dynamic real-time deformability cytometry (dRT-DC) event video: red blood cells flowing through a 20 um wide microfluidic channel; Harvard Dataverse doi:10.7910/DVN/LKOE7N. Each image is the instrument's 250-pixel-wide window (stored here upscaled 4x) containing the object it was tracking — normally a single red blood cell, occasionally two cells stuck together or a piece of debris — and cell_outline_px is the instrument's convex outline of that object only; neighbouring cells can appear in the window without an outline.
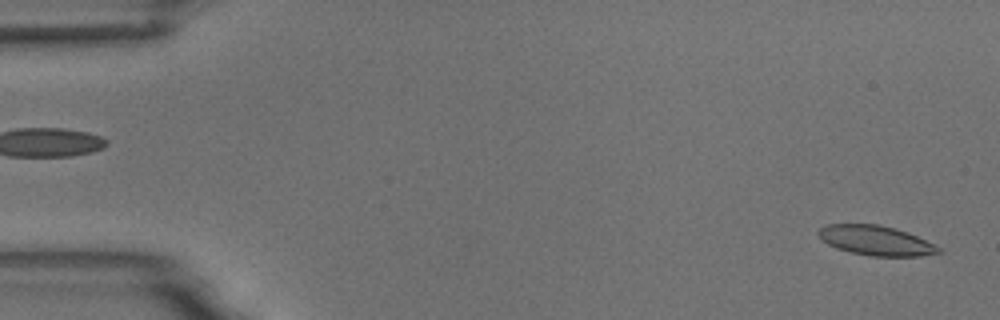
{"species": "common noctule bat (a hibernating species)", "species_latin": "Nyctalus noctula", "temperature_condition": "room temperature", "stored_images_in_passage": 53, "camera_frame_rate_fps": 3000, "um_per_image_px": 0.085, "animal": {"sex": "male", "body_mass_g": 18.8}, "frame": {"image": 1, "passage_image": 1, "time_ms": 0.0, "image_size_px": [1000, 320], "cell_outline_px": [[944, 252], [920, 256], [868, 256], [836, 248], [828, 244], [816, 232], [820, 228], [828, 224], [880, 224], [896, 228], [908, 232], [940, 248]], "centroid_in_image_um": [74.45, 20.44], "position_along_channel_um": 10.6, "area_um2": 20.69}}
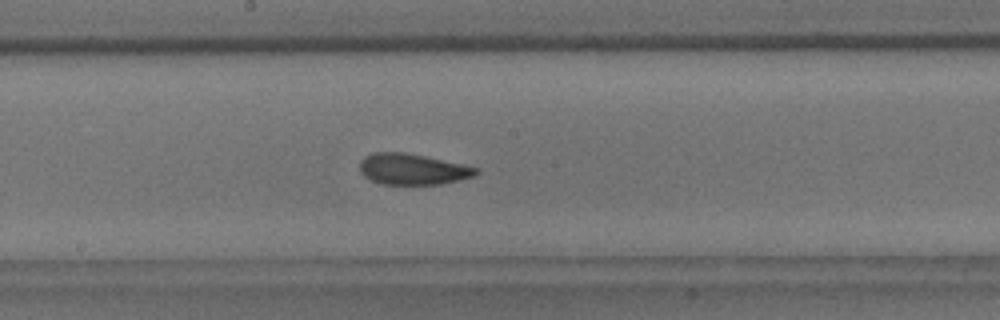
{"frame": {"image": 2, "passage_image": 28, "time_ms": 9.0, "image_size_px": [1000, 320], "cell_outline_px": [[480, 172], [472, 176], [460, 180], [440, 184], [380, 184], [364, 176], [360, 172], [360, 160], [364, 156], [372, 152], [404, 152], [464, 164], [480, 168]], "centroid_in_image_um": [35.07, 14.37], "position_along_channel_um": 213.1, "area_um2": 21.1}}
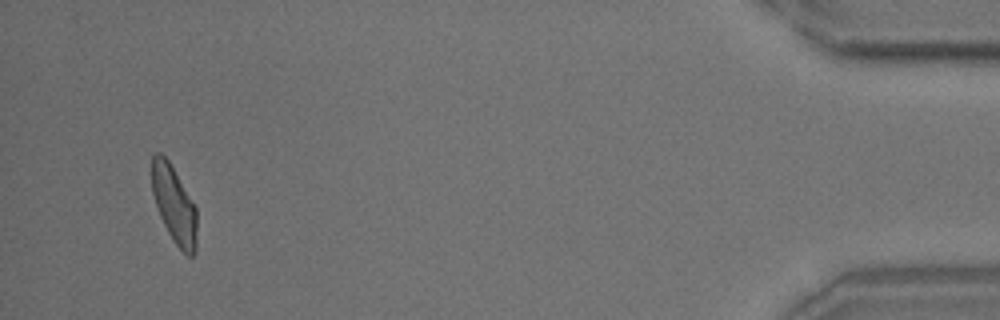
{"frame": {"image": 3, "passage_image": 51, "time_ms": 16.667, "image_size_px": [1000, 320], "cell_outline_px": [[196, 252], [192, 256], [188, 256], [172, 240], [160, 216], [152, 192], [152, 156], [156, 152], [160, 152], [168, 160], [196, 208]], "centroid_in_image_um": [14.79, 17.4], "position_along_channel_um": 420.4, "area_um2": 19.88}, "authors_computed_cell_mechanics": {"area_um2": 21.2126, "velocity_mm_per_s": 3.7051, "shape_relaxation_time_tau1_ms": 7.3325, "shape_relaxation_time_tau2_ms": 1.9631, "deformation_change_tau1": 0.168, "deformation_change_tau2": 0.0862}}